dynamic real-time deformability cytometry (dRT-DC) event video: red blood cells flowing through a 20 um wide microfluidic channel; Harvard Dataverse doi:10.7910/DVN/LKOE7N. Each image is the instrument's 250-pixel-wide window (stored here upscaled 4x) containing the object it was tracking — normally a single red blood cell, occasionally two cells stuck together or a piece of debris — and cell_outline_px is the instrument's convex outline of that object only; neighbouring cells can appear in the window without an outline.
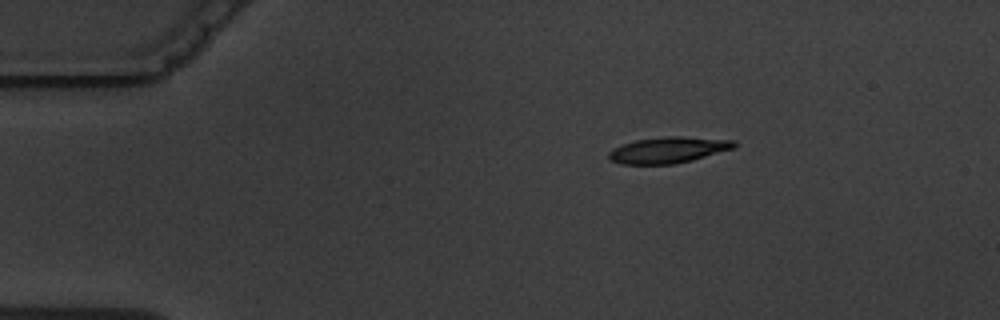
{"species": "common noctule bat (a hibernating species)", "species_latin": "Nyctalus noctula", "temperature_condition": "warm", "stored_images_in_passage": 6, "camera_frame_rate_fps": 3000, "um_per_image_px": 0.085, "animal": {"sex": "male", "body_mass_g": 19.5, "forearm_length_mm": 54.6}, "frame": {"image": 1, "passage_image": 1, "time_ms": 0.0, "image_size_px": [1000, 320], "cell_outline_px": [[736, 148], [692, 160], [672, 164], [620, 164], [612, 160], [608, 156], [608, 152], [612, 148], [636, 140], [664, 136], [680, 136], [736, 140]], "centroid_in_image_um": [56.83, 12.74], "position_along_channel_um": 28.2, "area_um2": 19.13}}
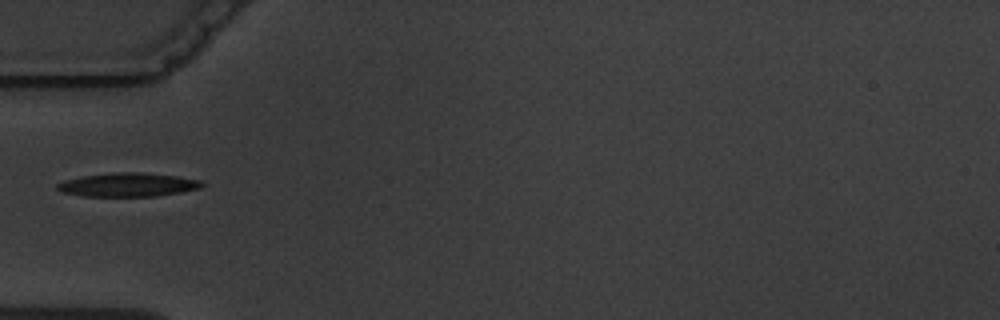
{"frame": {"image": 2, "passage_image": 3, "time_ms": 3.0, "image_size_px": [1000, 320], "cell_outline_px": [[204, 184], [200, 188], [180, 192], [156, 196], [84, 196], [64, 192], [56, 188], [56, 184], [64, 180], [84, 176], [112, 172], [144, 172], [176, 176], [200, 180]], "centroid_in_image_um": [10.88, 15.69], "position_along_channel_um": 74.1, "area_um2": 19.88}}
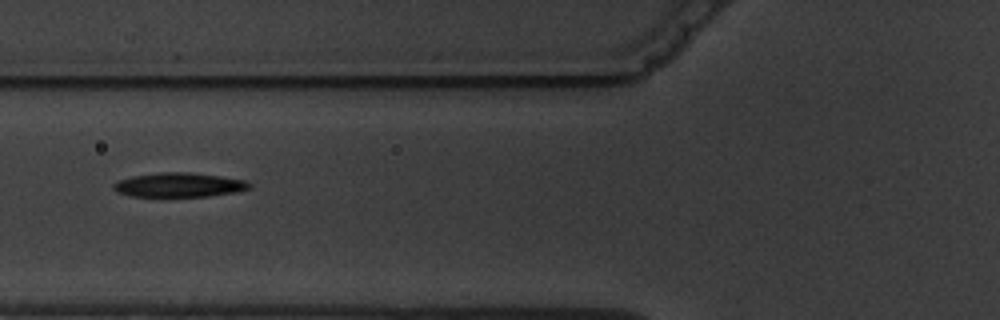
{"frame": {"image": 3, "passage_image": 4, "time_ms": 4.0, "image_size_px": [1000, 320], "cell_outline_px": [[252, 184], [248, 188], [232, 192], [208, 196], [128, 196], [112, 188], [112, 184], [116, 180], [132, 176], [160, 172], [188, 172], [220, 176], [244, 180]], "centroid_in_image_um": [15.15, 15.7], "position_along_channel_um": 110.7, "area_um2": 19.02}}